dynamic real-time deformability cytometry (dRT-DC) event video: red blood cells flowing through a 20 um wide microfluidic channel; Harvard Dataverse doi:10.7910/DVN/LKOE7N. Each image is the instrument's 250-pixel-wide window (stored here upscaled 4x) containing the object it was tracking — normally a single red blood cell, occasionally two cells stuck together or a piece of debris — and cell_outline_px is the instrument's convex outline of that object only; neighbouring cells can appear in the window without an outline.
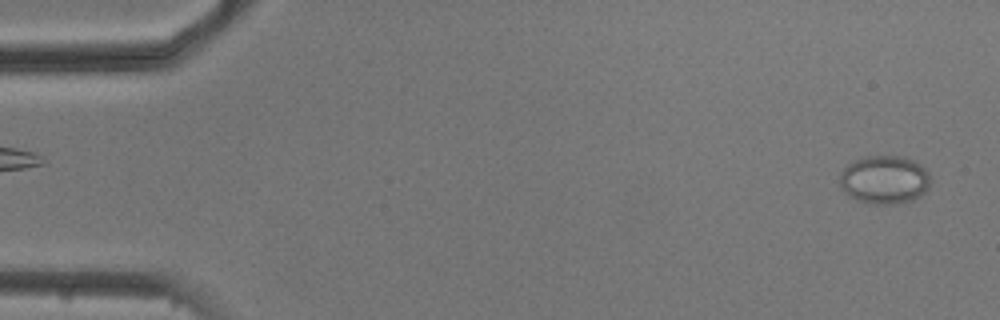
{"species": "common noctule bat (a hibernating species)", "species_latin": "Nyctalus noctula", "temperature_condition": "cold", "stored_images_in_passage": 4, "camera_frame_rate_fps": 3000, "um_per_image_px": 0.085, "animal": {"sex": "male", "body_mass_g": 20.5, "forearm_length_mm": 52.5}, "frame": {"image": 1, "passage_image": 1, "time_ms": 0.0, "image_size_px": [1000, 320], "cell_outline_px": [[928, 188], [920, 196], [912, 200], [896, 204], [868, 204], [856, 200], [848, 196], [840, 188], [840, 172], [848, 164], [864, 156], [904, 156], [920, 164], [928, 172]], "centroid_in_image_um": [75.14, 15.29], "position_along_channel_um": 9.9, "area_um2": 25.72}}
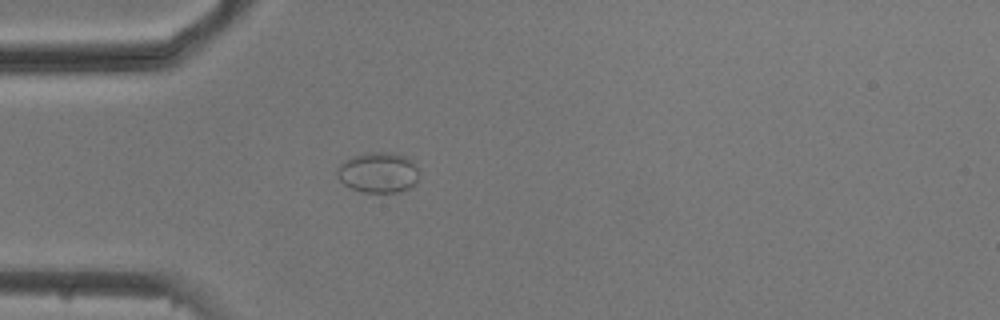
{"frame": {"image": 2, "passage_image": 4, "time_ms": 4.333, "image_size_px": [1000, 320], "cell_outline_px": [[416, 180], [408, 188], [396, 192], [364, 192], [352, 188], [344, 184], [336, 176], [336, 172], [340, 164], [352, 156], [368, 152], [388, 152], [404, 156], [412, 160], [416, 164]], "centroid_in_image_um": [32.11, 14.65], "position_along_channel_um": 52.9, "area_um2": 19.02}}